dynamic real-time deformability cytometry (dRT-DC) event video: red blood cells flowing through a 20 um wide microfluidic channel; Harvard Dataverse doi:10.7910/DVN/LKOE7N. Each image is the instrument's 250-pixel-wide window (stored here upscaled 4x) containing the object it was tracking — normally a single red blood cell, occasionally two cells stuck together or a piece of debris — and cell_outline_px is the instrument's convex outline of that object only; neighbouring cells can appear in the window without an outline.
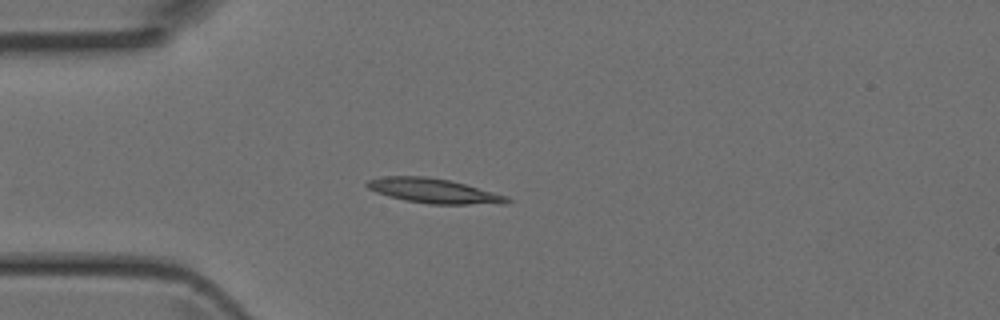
{"species": "Egyptian fruit bat (a non-hibernating species)", "species_latin": "Rousettus aegyptiacus", "temperature_condition": "room temperature", "stored_images_in_passage": 36, "camera_frame_rate_fps": 3000, "um_per_image_px": 0.085, "animal": {"sex": "female"}, "frame": {"image": 1, "passage_image": 3, "time_ms": 0.667, "image_size_px": [1000, 320], "cell_outline_px": [[512, 200], [504, 204], [432, 204], [404, 200], [388, 196], [376, 192], [368, 188], [364, 184], [368, 180], [384, 176], [424, 176], [448, 180], [464, 184], [508, 196]], "centroid_in_image_um": [36.85, 16.23], "position_along_channel_um": 48.1, "area_um2": 20.0}}
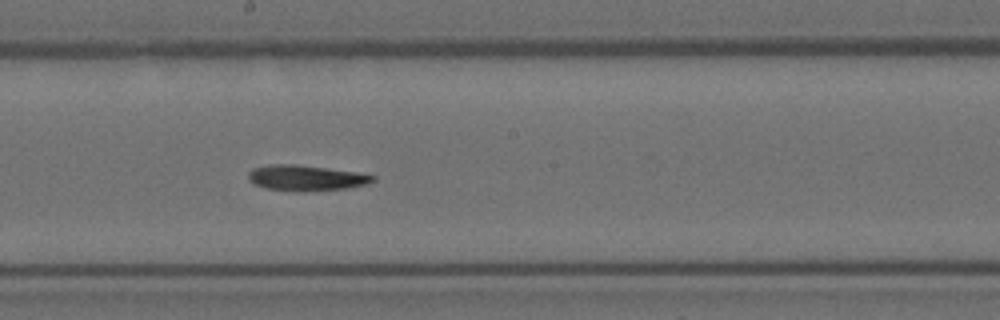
{"frame": {"image": 2, "passage_image": 16, "time_ms": 5.0, "image_size_px": [1000, 320], "cell_outline_px": [[376, 180], [368, 184], [348, 188], [264, 188], [248, 180], [248, 172], [252, 168], [268, 164], [296, 164], [328, 168], [356, 172], [376, 176]], "centroid_in_image_um": [26.01, 15.05], "position_along_channel_um": 222.2, "area_um2": 17.57}}
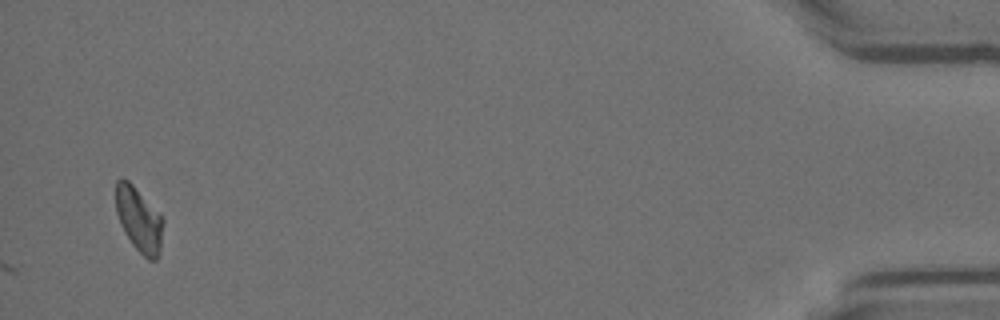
{"frame": {"image": 3, "passage_image": 36, "time_ms": 11.667, "image_size_px": [1000, 320], "cell_outline_px": [[164, 220], [160, 252], [156, 260], [148, 260], [132, 244], [124, 232], [120, 224], [116, 212], [116, 180], [128, 180], [160, 212]], "centroid_in_image_um": [11.84, 18.68], "position_along_channel_um": 423.4, "area_um2": 17.86}}